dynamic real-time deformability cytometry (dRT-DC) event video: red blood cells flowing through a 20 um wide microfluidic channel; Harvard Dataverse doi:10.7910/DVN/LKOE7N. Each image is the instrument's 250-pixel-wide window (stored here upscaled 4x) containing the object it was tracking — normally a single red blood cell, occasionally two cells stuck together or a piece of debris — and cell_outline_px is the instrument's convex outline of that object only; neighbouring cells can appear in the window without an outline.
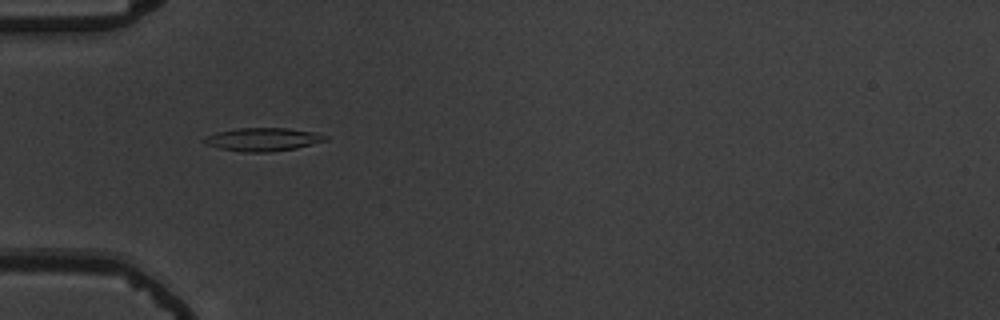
{"species": "common noctule bat (a hibernating species)", "species_latin": "Nyctalus noctula", "temperature_condition": "warm", "stored_images_in_passage": 42, "camera_frame_rate_fps": 3000, "um_per_image_px": 0.085, "animal": {"sex": "male", "body_mass_g": 19.5, "forearm_length_mm": 54.6}, "frame": {"image": 1, "passage_image": 5, "time_ms": 1.333, "image_size_px": [1000, 320], "cell_outline_px": [[328, 140], [296, 148], [272, 152], [240, 152], [220, 148], [204, 144], [200, 140], [208, 136], [220, 132], [240, 128], [288, 128], [316, 132], [328, 136]], "centroid_in_image_um": [22.38, 11.86], "position_along_channel_um": 62.6, "area_um2": 16.42}}
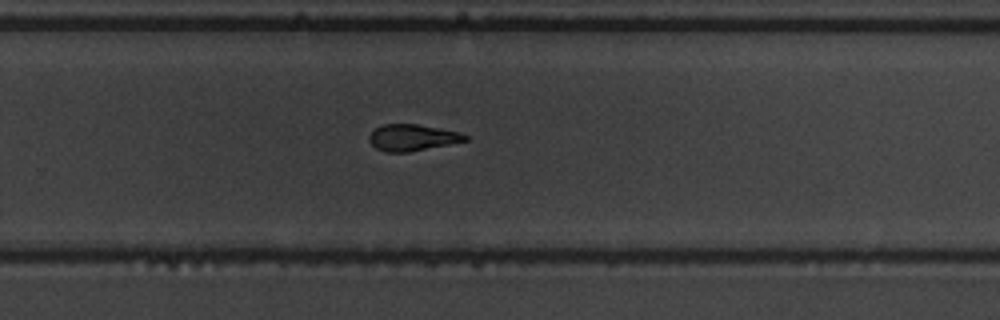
{"frame": {"image": 2, "passage_image": 24, "time_ms": 7.667, "image_size_px": [1000, 320], "cell_outline_px": [[468, 140], [408, 152], [384, 152], [376, 148], [368, 140], [368, 136], [376, 128], [384, 124], [416, 124], [460, 132], [468, 136]], "centroid_in_image_um": [35.02, 11.69], "position_along_channel_um": 294.8, "area_um2": 14.62}}
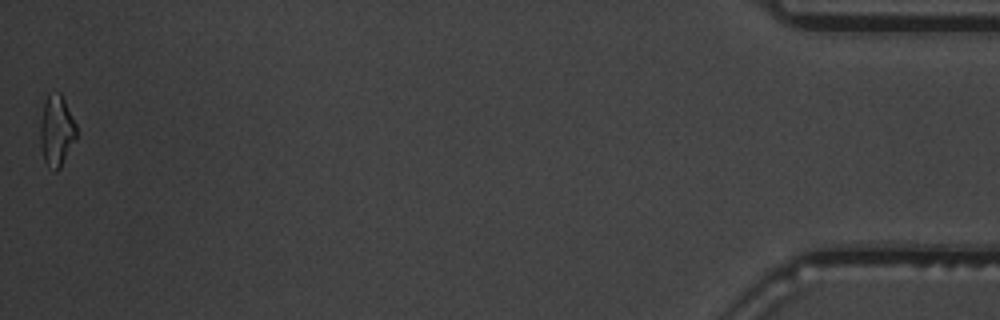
{"frame": {"image": 3, "passage_image": 42, "time_ms": 13.667, "image_size_px": [1000, 320], "cell_outline_px": [[76, 140], [60, 168], [56, 172], [52, 172], [44, 160], [40, 144], [40, 128], [44, 104], [48, 92], [60, 92], [76, 124]], "centroid_in_image_um": [4.81, 11.15], "position_along_channel_um": 430.4, "area_um2": 15.03}, "authors_computed_cell_mechanics": {"area_um2": 15.4326, "velocity_mm_per_s": 3.7314, "shape_relaxation_time_tau1_ms": 3.3242, "shape_relaxation_time_tau2_ms": 4.5142, "deformation_change_tau1": 0.166, "deformation_change_tau2": 0.1371}}